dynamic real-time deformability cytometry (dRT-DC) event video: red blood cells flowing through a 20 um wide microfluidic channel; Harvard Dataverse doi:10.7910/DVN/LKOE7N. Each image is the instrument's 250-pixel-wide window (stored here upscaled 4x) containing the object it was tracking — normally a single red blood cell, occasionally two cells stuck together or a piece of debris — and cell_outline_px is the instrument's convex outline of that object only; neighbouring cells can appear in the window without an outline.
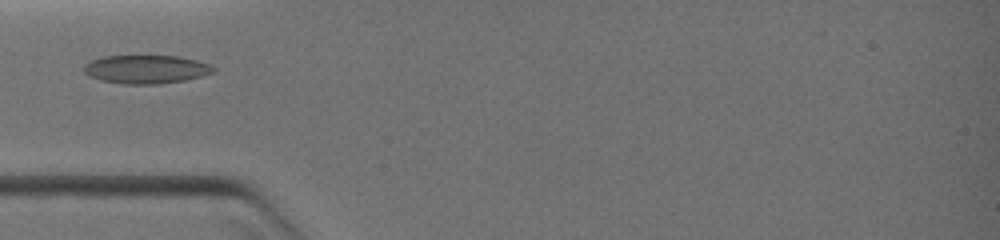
{"species": "common noctule bat (a hibernating species)", "species_latin": "Nyctalus noctula", "temperature_condition": "warm", "stored_images_in_passage": 12, "camera_frame_rate_fps": 3000, "um_per_image_px": 0.085, "animal": {"sex": "female", "body_mass_g": 19.0, "forearm_length_mm": 51.5}, "frame": {"image": 1, "passage_image": 1, "time_ms": 0.0, "image_size_px": [1000, 240], "cell_outline_px": [[216, 72], [184, 80], [156, 84], [124, 84], [100, 80], [88, 76], [84, 72], [84, 64], [92, 60], [104, 56], [180, 56], [196, 60], [208, 64], [216, 68]], "centroid_in_image_um": [12.41, 5.89], "position_along_channel_um": 72.6, "area_um2": 21.44}}
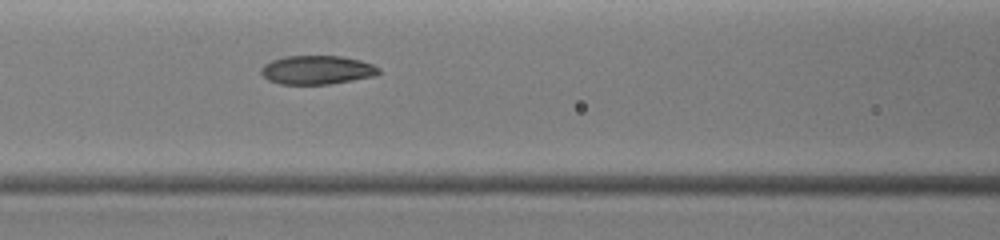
{"frame": {"image": 2, "passage_image": 6, "time_ms": 1.333, "image_size_px": [1000, 240], "cell_outline_px": [[380, 72], [372, 76], [352, 80], [328, 84], [280, 84], [268, 80], [260, 72], [260, 68], [264, 64], [272, 60], [284, 56], [340, 56], [360, 60], [372, 64], [380, 68]], "centroid_in_image_um": [26.91, 5.94], "position_along_channel_um": 139.7, "area_um2": 19.65}}
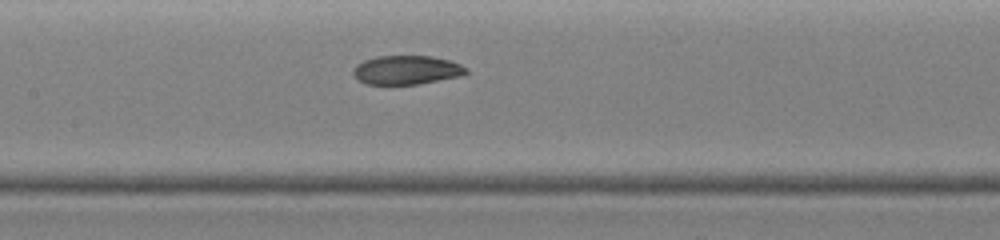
{"frame": {"image": 3, "passage_image": 8, "time_ms": 2.0, "image_size_px": [1000, 240], "cell_outline_px": [[468, 72], [460, 76], [416, 84], [364, 84], [356, 80], [352, 72], [356, 64], [364, 60], [376, 56], [432, 56], [452, 60], [468, 68]], "centroid_in_image_um": [34.54, 5.94], "position_along_channel_um": 172.9, "area_um2": 19.19}}